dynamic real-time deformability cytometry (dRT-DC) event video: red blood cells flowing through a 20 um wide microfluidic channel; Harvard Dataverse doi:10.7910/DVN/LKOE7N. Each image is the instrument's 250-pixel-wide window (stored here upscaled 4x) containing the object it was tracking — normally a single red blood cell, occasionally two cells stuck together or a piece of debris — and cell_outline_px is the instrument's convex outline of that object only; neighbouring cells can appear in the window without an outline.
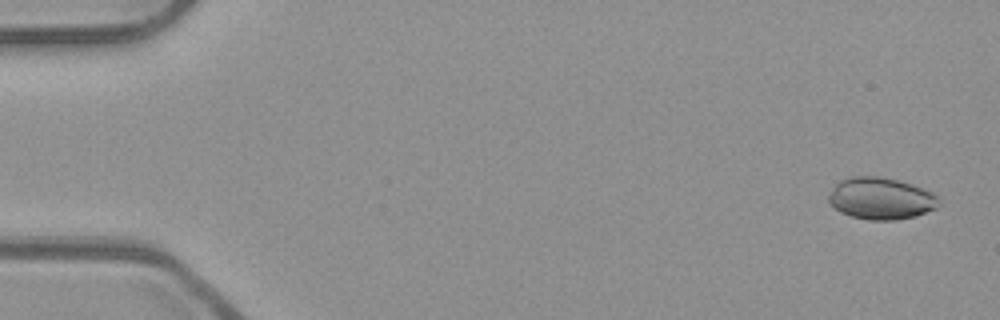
{"species": "common noctule bat (a hibernating species)", "species_latin": "Nyctalus noctula", "temperature_condition": "room temperature", "stored_images_in_passage": 50, "camera_frame_rate_fps": 3000, "um_per_image_px": 0.085, "animal": {"sex": "male", "body_mass_g": 23.1, "forearm_length_mm": 52.7}, "frame": {"image": 1, "passage_image": 3, "time_ms": 0.667, "image_size_px": [1000, 320], "cell_outline_px": [[940, 204], [936, 208], [916, 216], [896, 220], [868, 220], [852, 216], [840, 212], [828, 200], [828, 196], [836, 184], [840, 180], [852, 176], [880, 176], [896, 180], [932, 192], [940, 200]], "centroid_in_image_um": [74.87, 16.88], "position_along_channel_um": 10.1, "area_um2": 26.65}}
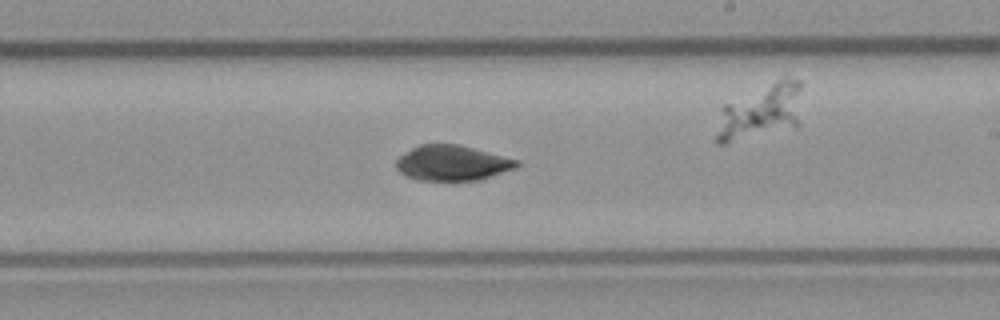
{"frame": {"image": 2, "passage_image": 32, "time_ms": 10.333, "image_size_px": [1000, 320], "cell_outline_px": [[520, 164], [516, 168], [480, 180], [416, 180], [404, 176], [396, 168], [396, 160], [400, 156], [412, 148], [420, 144], [460, 144], [520, 160]], "centroid_in_image_um": [38.45, 13.85], "position_along_channel_um": 250.5, "area_um2": 24.97}}
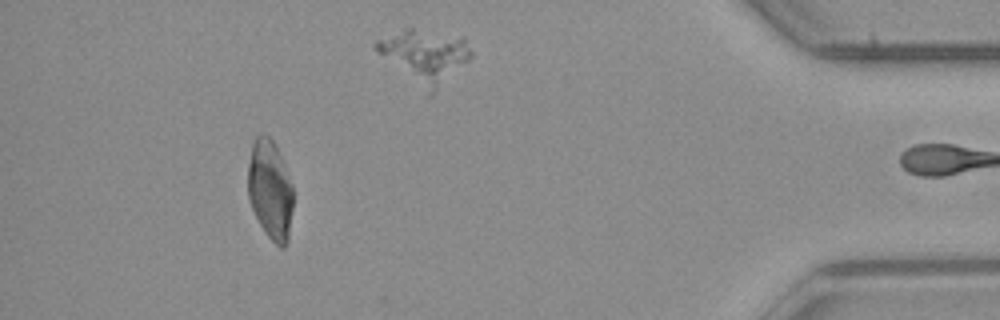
{"frame": {"image": 3, "passage_image": 49, "time_ms": 16.0, "image_size_px": [1000, 320], "cell_outline_px": [[292, 208], [288, 240], [284, 248], [280, 248], [264, 232], [252, 208], [248, 196], [248, 164], [252, 144], [256, 136], [260, 132], [268, 136], [276, 144], [292, 184]], "centroid_in_image_um": [22.95, 16.11], "position_along_channel_um": 412.2, "area_um2": 26.18}, "authors_computed_cell_mechanics": {"area_um2": 26.2123, "velocity_mm_per_s": 3.9649, "shape_relaxation_time_tau1_ms": null, "shape_relaxation_time_tau2_ms": 5.9308, "deformation_change_tau1": null, "deformation_change_tau2": 0.0423}}